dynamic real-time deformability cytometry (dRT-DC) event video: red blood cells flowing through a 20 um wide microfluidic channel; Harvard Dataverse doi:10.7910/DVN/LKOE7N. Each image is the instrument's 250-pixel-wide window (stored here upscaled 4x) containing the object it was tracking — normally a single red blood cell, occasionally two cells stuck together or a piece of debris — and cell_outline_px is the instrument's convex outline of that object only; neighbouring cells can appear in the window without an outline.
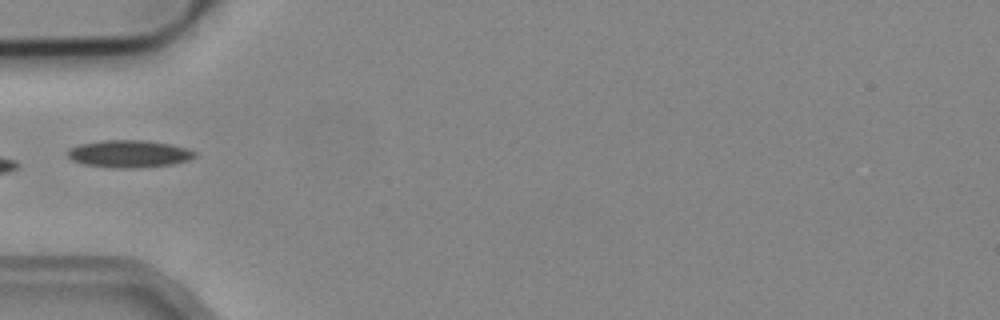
{"species": "common noctule bat (a hibernating species)", "species_latin": "Nyctalus noctula", "temperature_condition": "cold", "stored_images_in_passage": 7, "camera_frame_rate_fps": 3000, "um_per_image_px": 0.085, "animal": {"sex": "male", "body_mass_g": 19.2, "forearm_length_mm": 51.8}, "frame": {"image": 1, "passage_image": 5, "time_ms": 1.333, "image_size_px": [1000, 320], "cell_outline_px": [[196, 156], [188, 160], [172, 164], [140, 168], [112, 168], [84, 164], [72, 160], [68, 156], [68, 148], [80, 144], [100, 140], [144, 140], [172, 144], [188, 148], [196, 152]], "centroid_in_image_um": [10.98, 13.07], "position_along_channel_um": 74.0, "area_um2": 20.46}}